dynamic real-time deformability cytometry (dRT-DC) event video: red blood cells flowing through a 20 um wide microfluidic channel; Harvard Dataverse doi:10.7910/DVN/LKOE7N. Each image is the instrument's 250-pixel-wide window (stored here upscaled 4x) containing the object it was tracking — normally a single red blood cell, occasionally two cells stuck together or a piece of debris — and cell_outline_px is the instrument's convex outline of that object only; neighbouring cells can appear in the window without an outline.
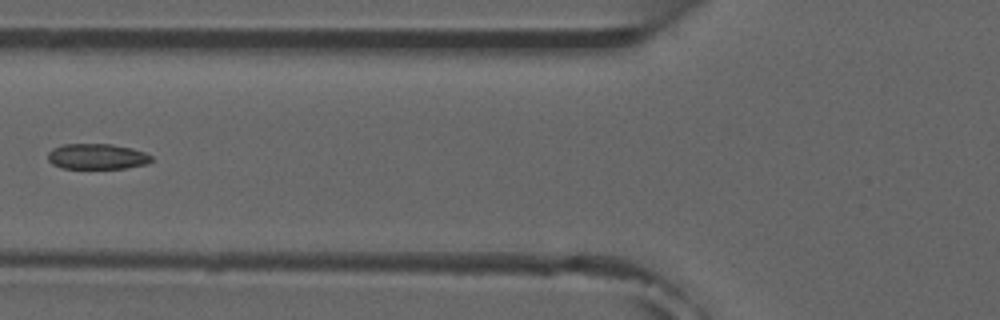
{"species": "common noctule bat (a hibernating species)", "species_latin": "Nyctalus noctula", "temperature_condition": "room temperature", "stored_images_in_passage": 6, "camera_frame_rate_fps": 3000, "um_per_image_px": 0.085, "animal": {"sex": "male", "forearm_length_mm": 52.5}, "frame": {"image": 1, "passage_image": 6, "time_ms": 6.0, "image_size_px": [1000, 320], "cell_outline_px": [[152, 160], [148, 164], [124, 168], [60, 168], [52, 164], [48, 160], [48, 152], [52, 148], [64, 144], [112, 144], [132, 148], [144, 152], [152, 156]], "centroid_in_image_um": [8.24, 13.3], "position_along_channel_um": 117.6, "area_um2": 15.49}}